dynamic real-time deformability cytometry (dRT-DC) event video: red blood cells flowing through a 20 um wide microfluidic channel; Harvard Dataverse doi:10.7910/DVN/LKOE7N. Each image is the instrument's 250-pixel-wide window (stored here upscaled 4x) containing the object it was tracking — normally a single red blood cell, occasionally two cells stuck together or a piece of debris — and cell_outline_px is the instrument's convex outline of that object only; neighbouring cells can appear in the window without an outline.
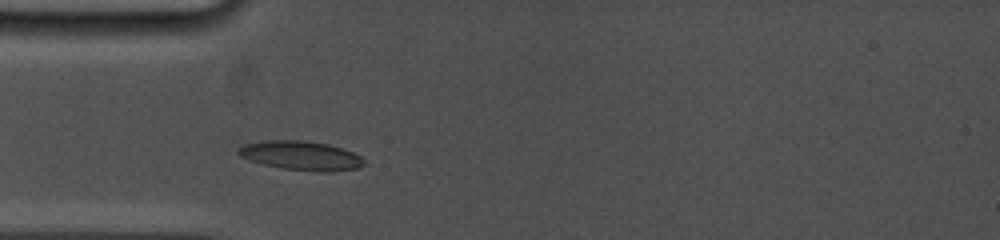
{"species": "common noctule bat (a hibernating species)", "species_latin": "Nyctalus noctula", "temperature_condition": "cold", "stored_images_in_passage": 32, "camera_frame_rate_fps": 5000, "um_per_image_px": 0.085, "animal": {"sex": "female", "body_mass_g": 19.0, "forearm_length_mm": 53.3}, "frame": {"image": 1, "passage_image": 6, "time_ms": 2.0, "image_size_px": [1000, 240], "cell_outline_px": [[368, 164], [356, 168], [328, 172], [284, 168], [264, 164], [248, 160], [240, 156], [236, 152], [244, 144], [264, 140], [304, 140], [328, 144], [352, 152], [360, 156]], "centroid_in_image_um": [25.58, 13.21], "position_along_channel_um": 59.4, "area_um2": 21.15}}
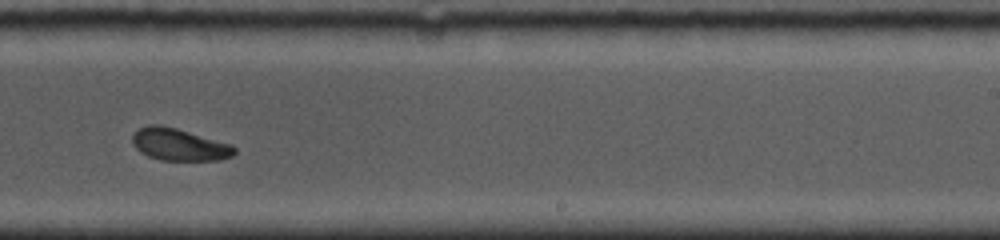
{"frame": {"image": 2, "passage_image": 21, "time_ms": 7.6, "image_size_px": [1000, 240], "cell_outline_px": [[236, 152], [232, 156], [220, 160], [160, 160], [148, 156], [140, 152], [132, 144], [132, 136], [140, 128], [148, 124], [160, 124], [176, 128], [232, 144], [236, 148]], "centroid_in_image_um": [15.23, 12.29], "position_along_channel_um": 273.8, "area_um2": 19.19}}
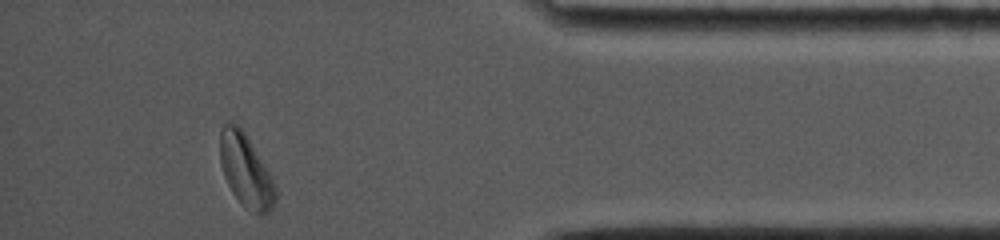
{"frame": {"image": 3, "passage_image": 32, "time_ms": 11.8, "image_size_px": [1000, 240], "cell_outline_px": [[276, 200], [272, 208], [268, 212], [260, 216], [244, 208], [240, 204], [232, 192], [224, 176], [220, 164], [220, 128], [224, 124], [236, 124], [244, 132], [272, 176], [276, 188]], "centroid_in_image_um": [20.9, 14.56], "position_along_channel_um": 414.3, "area_um2": 23.58}, "authors_computed_cell_mechanics": {"area_um2": 19.2474, "velocity_mm_per_s": 3.8611, "shape_relaxation_time_tau1_ms": 2.9964, "shape_relaxation_time_tau2_ms": 3.1858, "deformation_change_tau1": 0.1339, "deformation_change_tau2": 0.0872}}